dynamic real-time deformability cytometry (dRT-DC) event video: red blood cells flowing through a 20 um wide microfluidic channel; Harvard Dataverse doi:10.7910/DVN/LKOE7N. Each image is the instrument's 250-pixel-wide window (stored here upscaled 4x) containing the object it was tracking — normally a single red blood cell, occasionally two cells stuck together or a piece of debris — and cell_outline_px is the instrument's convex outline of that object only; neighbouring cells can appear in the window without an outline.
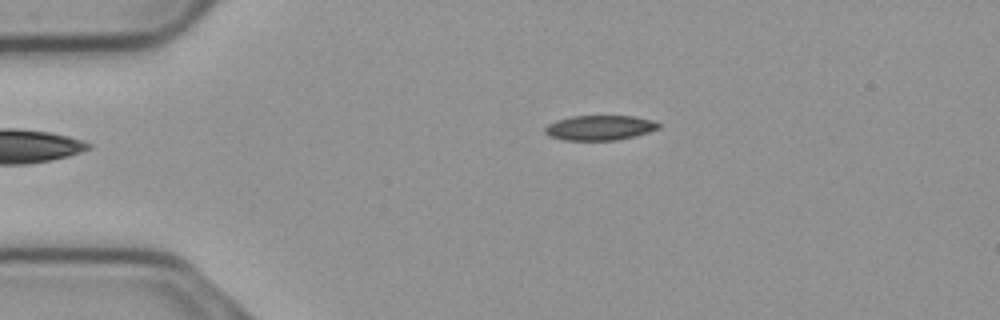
{"species": "common noctule bat (a hibernating species)", "species_latin": "Nyctalus noctula", "temperature_condition": "cold", "stored_images_in_passage": 39, "camera_frame_rate_fps": 3000, "um_per_image_px": 0.085, "animal": {"sex": "male", "body_mass_g": 23.1, "forearm_length_mm": 52.7}, "frame": {"image": 1, "passage_image": 1, "time_ms": 0.0, "image_size_px": [1000, 320], "cell_outline_px": [[660, 128], [636, 136], [616, 140], [564, 140], [548, 136], [544, 132], [544, 128], [548, 124], [556, 120], [572, 116], [632, 116], [652, 120], [660, 124]], "centroid_in_image_um": [50.96, 10.86], "position_along_channel_um": 34.0, "area_um2": 16.53}}
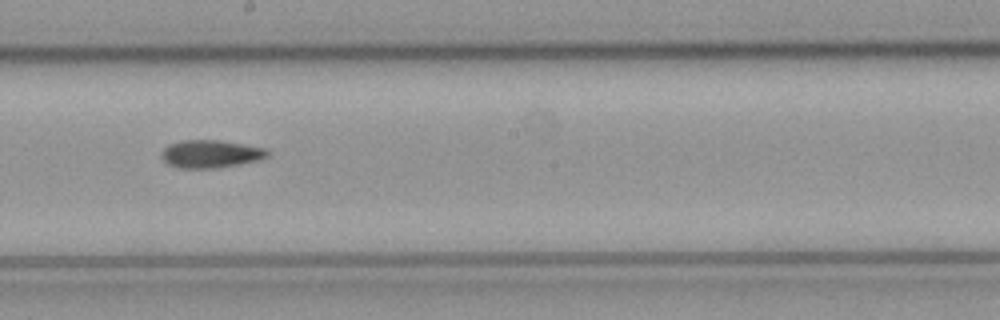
{"frame": {"image": 2, "passage_image": 20, "time_ms": 6.333, "image_size_px": [1000, 320], "cell_outline_px": [[268, 156], [260, 160], [240, 164], [216, 168], [180, 168], [168, 164], [160, 156], [160, 152], [168, 144], [180, 140], [220, 140], [244, 144], [264, 148], [268, 152]], "centroid_in_image_um": [17.87, 13.08], "position_along_channel_um": 230.3, "area_um2": 17.28}}
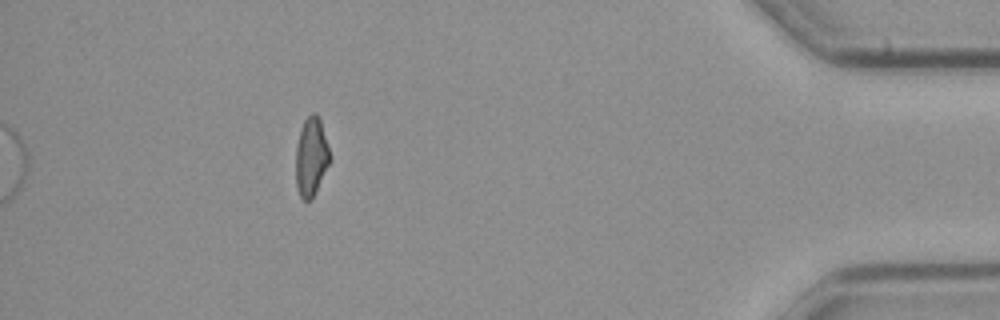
{"frame": {"image": 3, "passage_image": 39, "time_ms": 12.667, "image_size_px": [1000, 320], "cell_outline_px": [[332, 160], [312, 200], [304, 200], [300, 196], [296, 188], [296, 148], [300, 132], [304, 120], [312, 112], [316, 112], [320, 116]], "centroid_in_image_um": [26.48, 13.33], "position_along_channel_um": 408.7, "area_um2": 15.95}}